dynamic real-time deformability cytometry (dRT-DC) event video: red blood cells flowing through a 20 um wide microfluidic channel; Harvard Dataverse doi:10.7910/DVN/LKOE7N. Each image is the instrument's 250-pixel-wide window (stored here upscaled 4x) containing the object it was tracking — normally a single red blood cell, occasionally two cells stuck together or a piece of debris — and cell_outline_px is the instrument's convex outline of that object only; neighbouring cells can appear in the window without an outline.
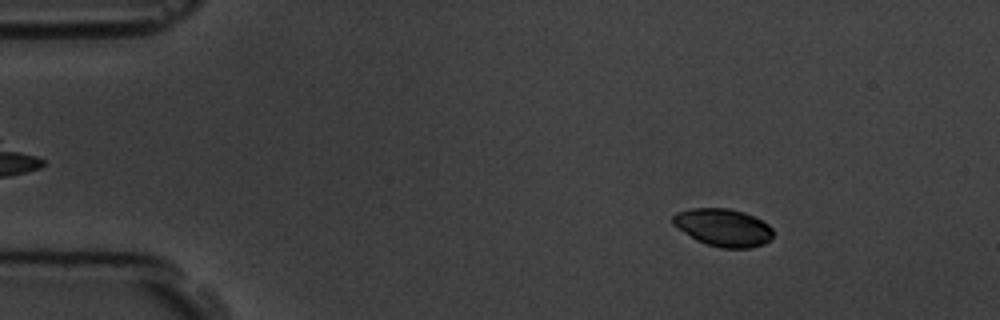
{"species": "common noctule bat (a hibernating species)", "species_latin": "Nyctalus noctula", "temperature_condition": "room temperature", "stored_images_in_passage": 5, "segment_of_instrument_passage": [1, 2], "camera_frame_rate_fps": 3000, "um_per_image_px": 0.085, "animal": {"sex": "male", "body_mass_g": 19.5, "forearm_length_mm": 54.6}, "frame": {"image": 1, "passage_image": 2, "time_ms": 1.0, "image_size_px": [1000, 320], "cell_outline_px": [[772, 236], [764, 244], [752, 248], [720, 248], [704, 244], [696, 240], [672, 224], [672, 216], [676, 212], [692, 208], [728, 208], [744, 212], [768, 224], [772, 228]], "centroid_in_image_um": [61.44, 19.34], "position_along_channel_um": 23.6, "area_um2": 22.02}}